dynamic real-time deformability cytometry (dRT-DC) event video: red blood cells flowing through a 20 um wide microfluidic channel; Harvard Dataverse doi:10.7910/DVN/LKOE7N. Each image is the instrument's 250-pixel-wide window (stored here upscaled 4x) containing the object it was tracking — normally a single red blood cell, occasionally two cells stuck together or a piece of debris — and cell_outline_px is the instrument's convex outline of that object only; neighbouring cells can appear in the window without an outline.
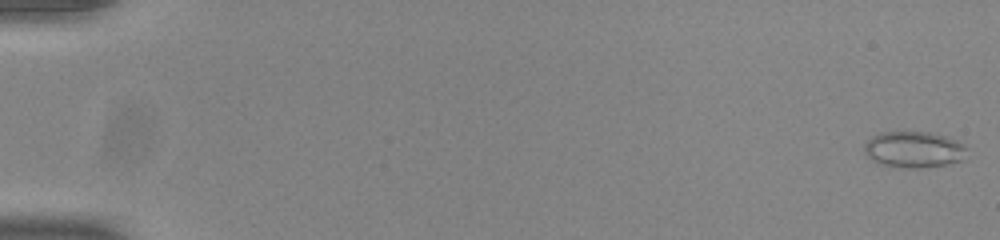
{"species": "common noctule bat (a hibernating species)", "species_latin": "Nyctalus noctula", "temperature_condition": "room temperature", "stored_images_in_passage": 14, "camera_frame_rate_fps": 3000, "um_per_image_px": 0.085, "animal": {"sex": "male", "body_mass_g": 20.0, "forearm_length_mm": 53.3}, "frame": {"image": 1, "passage_image": 1, "time_ms": 0.0, "image_size_px": [1000, 240], "cell_outline_px": [[968, 148], [964, 160], [948, 164], [916, 168], [900, 168], [880, 164], [872, 160], [864, 152], [864, 144], [872, 136], [880, 132], [928, 132], [944, 136], [956, 140]], "centroid_in_image_um": [77.68, 12.72], "position_along_channel_um": 7.3, "area_um2": 21.79}}